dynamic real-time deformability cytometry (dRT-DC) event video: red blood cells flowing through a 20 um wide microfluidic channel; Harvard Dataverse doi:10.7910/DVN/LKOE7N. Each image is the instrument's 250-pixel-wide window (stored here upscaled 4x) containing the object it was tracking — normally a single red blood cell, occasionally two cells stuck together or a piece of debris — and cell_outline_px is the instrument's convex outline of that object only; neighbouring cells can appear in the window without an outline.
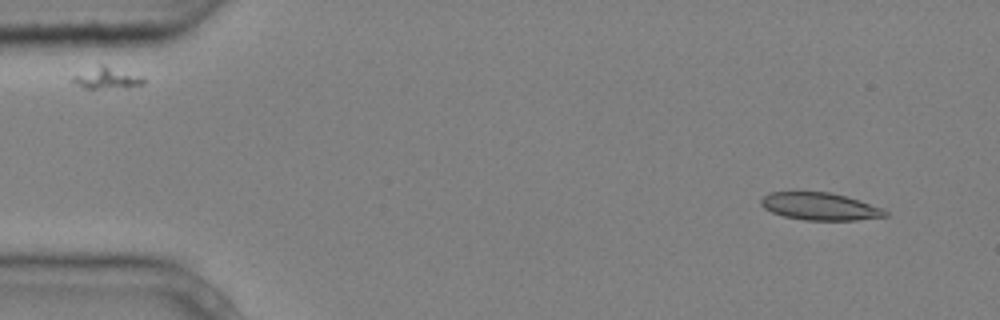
{"species": "common noctule bat (a hibernating species)", "species_latin": "Nyctalus noctula", "temperature_condition": "cold", "stored_images_in_passage": 5, "camera_frame_rate_fps": 3000, "um_per_image_px": 0.085, "animal": {"sex": "male", "body_mass_g": 20.4}, "frame": {"image": 1, "passage_image": 2, "time_ms": 0.333, "image_size_px": [1000, 320], "cell_outline_px": [[888, 216], [856, 220], [804, 220], [784, 216], [772, 212], [764, 208], [760, 204], [760, 200], [764, 196], [772, 192], [828, 192], [844, 196], [884, 208], [888, 212]], "centroid_in_image_um": [69.7, 17.55], "position_along_channel_um": 15.3, "area_um2": 19.71}}
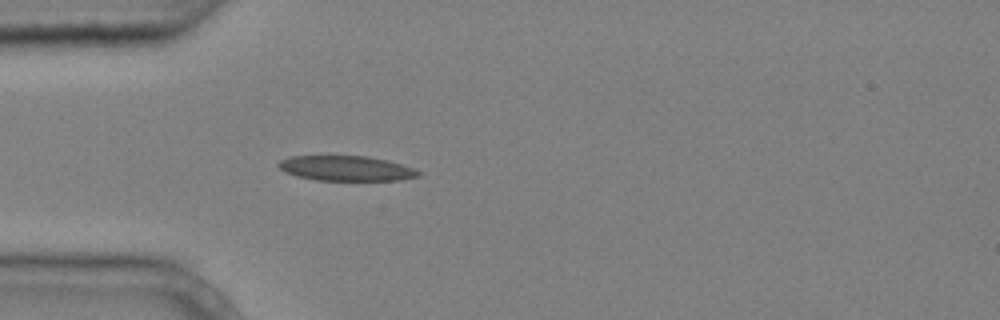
{"frame": {"image": 2, "passage_image": 5, "time_ms": 1.333, "image_size_px": [1000, 320], "cell_outline_px": [[420, 176], [400, 180], [316, 180], [296, 176], [284, 172], [276, 164], [280, 160], [292, 156], [368, 156], [388, 160], [416, 168], [420, 172]], "centroid_in_image_um": [29.44, 14.31], "position_along_channel_um": 55.6, "area_um2": 20.52}}